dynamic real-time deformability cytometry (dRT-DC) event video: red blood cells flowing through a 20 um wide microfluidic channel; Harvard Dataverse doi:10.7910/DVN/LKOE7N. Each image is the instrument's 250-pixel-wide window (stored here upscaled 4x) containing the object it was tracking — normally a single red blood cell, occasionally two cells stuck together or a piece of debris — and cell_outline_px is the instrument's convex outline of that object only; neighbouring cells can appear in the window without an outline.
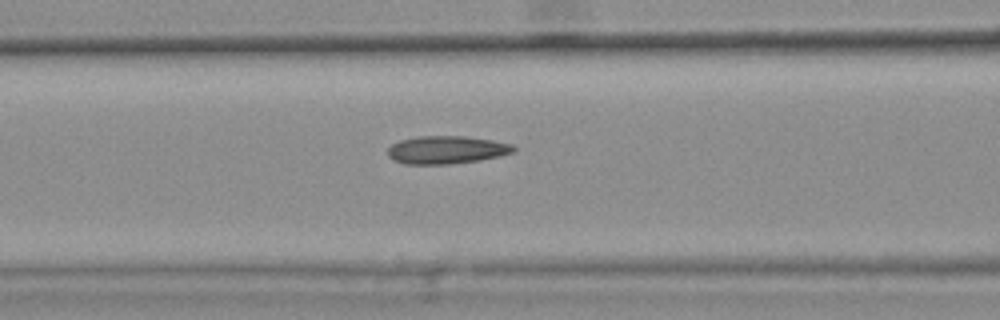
{"species": "common noctule bat (a hibernating species)", "species_latin": "Nyctalus noctula", "temperature_condition": "warm", "stored_images_in_passage": 47, "camera_frame_rate_fps": 3000, "um_per_image_px": 0.085, "animal": {"sex": "female", "body_mass_g": 25.1}, "frame": {"image": 1, "passage_image": 21, "time_ms": 6.667, "image_size_px": [1000, 320], "cell_outline_px": [[516, 148], [512, 152], [480, 160], [448, 164], [404, 164], [392, 160], [388, 156], [388, 148], [392, 144], [400, 140], [416, 136], [464, 136], [492, 140], [512, 144]], "centroid_in_image_um": [37.9, 12.73], "position_along_channel_um": 128.7, "area_um2": 20.4}, "authors_computed_cell_mechanics": {"area_um2": 20.0566, "velocity_mm_per_s": 3.8168, "shape_relaxation_time_tau1_ms": null, "shape_relaxation_time_tau2_ms": 1.5607, "deformation_change_tau1": null, "deformation_change_tau2": 0.0881}}